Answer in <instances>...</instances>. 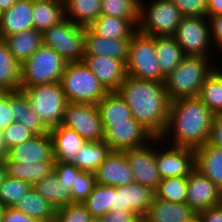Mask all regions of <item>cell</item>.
<instances>
[{
    "label": "cell",
    "mask_w": 222,
    "mask_h": 222,
    "mask_svg": "<svg viewBox=\"0 0 222 222\" xmlns=\"http://www.w3.org/2000/svg\"><path fill=\"white\" fill-rule=\"evenodd\" d=\"M117 92L131 109L137 122L155 137H160L164 133L171 104L164 82L126 75Z\"/></svg>",
    "instance_id": "1"
},
{
    "label": "cell",
    "mask_w": 222,
    "mask_h": 222,
    "mask_svg": "<svg viewBox=\"0 0 222 222\" xmlns=\"http://www.w3.org/2000/svg\"><path fill=\"white\" fill-rule=\"evenodd\" d=\"M214 118L212 111L197 96L174 99L160 138L171 142V146L196 149L208 142Z\"/></svg>",
    "instance_id": "2"
},
{
    "label": "cell",
    "mask_w": 222,
    "mask_h": 222,
    "mask_svg": "<svg viewBox=\"0 0 222 222\" xmlns=\"http://www.w3.org/2000/svg\"><path fill=\"white\" fill-rule=\"evenodd\" d=\"M211 58L185 56L181 63L164 80L169 99L198 96L203 82L217 68Z\"/></svg>",
    "instance_id": "3"
},
{
    "label": "cell",
    "mask_w": 222,
    "mask_h": 222,
    "mask_svg": "<svg viewBox=\"0 0 222 222\" xmlns=\"http://www.w3.org/2000/svg\"><path fill=\"white\" fill-rule=\"evenodd\" d=\"M20 90L26 95L31 111L48 131L62 124L67 101L60 81Z\"/></svg>",
    "instance_id": "4"
},
{
    "label": "cell",
    "mask_w": 222,
    "mask_h": 222,
    "mask_svg": "<svg viewBox=\"0 0 222 222\" xmlns=\"http://www.w3.org/2000/svg\"><path fill=\"white\" fill-rule=\"evenodd\" d=\"M60 83L67 102L97 104L108 93L83 62L67 63Z\"/></svg>",
    "instance_id": "5"
},
{
    "label": "cell",
    "mask_w": 222,
    "mask_h": 222,
    "mask_svg": "<svg viewBox=\"0 0 222 222\" xmlns=\"http://www.w3.org/2000/svg\"><path fill=\"white\" fill-rule=\"evenodd\" d=\"M149 1L140 0L137 30L152 37L174 36L183 18L180 10L171 0Z\"/></svg>",
    "instance_id": "6"
},
{
    "label": "cell",
    "mask_w": 222,
    "mask_h": 222,
    "mask_svg": "<svg viewBox=\"0 0 222 222\" xmlns=\"http://www.w3.org/2000/svg\"><path fill=\"white\" fill-rule=\"evenodd\" d=\"M125 68L126 75L144 80L164 82L165 76L159 68L154 37L142 34L138 30L132 35Z\"/></svg>",
    "instance_id": "7"
},
{
    "label": "cell",
    "mask_w": 222,
    "mask_h": 222,
    "mask_svg": "<svg viewBox=\"0 0 222 222\" xmlns=\"http://www.w3.org/2000/svg\"><path fill=\"white\" fill-rule=\"evenodd\" d=\"M66 64L59 54L42 44L29 59L21 64V89L60 81Z\"/></svg>",
    "instance_id": "8"
},
{
    "label": "cell",
    "mask_w": 222,
    "mask_h": 222,
    "mask_svg": "<svg viewBox=\"0 0 222 222\" xmlns=\"http://www.w3.org/2000/svg\"><path fill=\"white\" fill-rule=\"evenodd\" d=\"M85 27L64 19L42 32V44L53 49L66 63L82 62Z\"/></svg>",
    "instance_id": "9"
},
{
    "label": "cell",
    "mask_w": 222,
    "mask_h": 222,
    "mask_svg": "<svg viewBox=\"0 0 222 222\" xmlns=\"http://www.w3.org/2000/svg\"><path fill=\"white\" fill-rule=\"evenodd\" d=\"M173 37L185 56L212 57L209 55L213 53V46L207 17H183Z\"/></svg>",
    "instance_id": "10"
},
{
    "label": "cell",
    "mask_w": 222,
    "mask_h": 222,
    "mask_svg": "<svg viewBox=\"0 0 222 222\" xmlns=\"http://www.w3.org/2000/svg\"><path fill=\"white\" fill-rule=\"evenodd\" d=\"M61 125L74 130L86 141H101L104 138L96 104L67 102Z\"/></svg>",
    "instance_id": "11"
},
{
    "label": "cell",
    "mask_w": 222,
    "mask_h": 222,
    "mask_svg": "<svg viewBox=\"0 0 222 222\" xmlns=\"http://www.w3.org/2000/svg\"><path fill=\"white\" fill-rule=\"evenodd\" d=\"M160 143H162V139L155 137L144 146L124 151L134 175V182L149 187L153 191L157 189L162 180L157 170L155 148Z\"/></svg>",
    "instance_id": "12"
},
{
    "label": "cell",
    "mask_w": 222,
    "mask_h": 222,
    "mask_svg": "<svg viewBox=\"0 0 222 222\" xmlns=\"http://www.w3.org/2000/svg\"><path fill=\"white\" fill-rule=\"evenodd\" d=\"M162 142L163 146L156 148V165L161 179L188 176L195 169V149Z\"/></svg>",
    "instance_id": "13"
},
{
    "label": "cell",
    "mask_w": 222,
    "mask_h": 222,
    "mask_svg": "<svg viewBox=\"0 0 222 222\" xmlns=\"http://www.w3.org/2000/svg\"><path fill=\"white\" fill-rule=\"evenodd\" d=\"M155 136L139 122H120L104 130L103 141L112 151H125L144 146Z\"/></svg>",
    "instance_id": "14"
},
{
    "label": "cell",
    "mask_w": 222,
    "mask_h": 222,
    "mask_svg": "<svg viewBox=\"0 0 222 222\" xmlns=\"http://www.w3.org/2000/svg\"><path fill=\"white\" fill-rule=\"evenodd\" d=\"M154 197V191L140 183L113 186L111 210L133 212L142 219L147 214Z\"/></svg>",
    "instance_id": "15"
},
{
    "label": "cell",
    "mask_w": 222,
    "mask_h": 222,
    "mask_svg": "<svg viewBox=\"0 0 222 222\" xmlns=\"http://www.w3.org/2000/svg\"><path fill=\"white\" fill-rule=\"evenodd\" d=\"M186 194V204L197 214L221 205L222 190L196 168L187 176Z\"/></svg>",
    "instance_id": "16"
},
{
    "label": "cell",
    "mask_w": 222,
    "mask_h": 222,
    "mask_svg": "<svg viewBox=\"0 0 222 222\" xmlns=\"http://www.w3.org/2000/svg\"><path fill=\"white\" fill-rule=\"evenodd\" d=\"M96 184L115 187L134 183V175L124 151H111L94 172Z\"/></svg>",
    "instance_id": "17"
},
{
    "label": "cell",
    "mask_w": 222,
    "mask_h": 222,
    "mask_svg": "<svg viewBox=\"0 0 222 222\" xmlns=\"http://www.w3.org/2000/svg\"><path fill=\"white\" fill-rule=\"evenodd\" d=\"M4 161H19L35 163L42 161H55L53 156V141L50 133L34 135L27 141L12 146Z\"/></svg>",
    "instance_id": "18"
},
{
    "label": "cell",
    "mask_w": 222,
    "mask_h": 222,
    "mask_svg": "<svg viewBox=\"0 0 222 222\" xmlns=\"http://www.w3.org/2000/svg\"><path fill=\"white\" fill-rule=\"evenodd\" d=\"M108 91H117L126 77L125 64L107 56L84 55L82 61Z\"/></svg>",
    "instance_id": "19"
},
{
    "label": "cell",
    "mask_w": 222,
    "mask_h": 222,
    "mask_svg": "<svg viewBox=\"0 0 222 222\" xmlns=\"http://www.w3.org/2000/svg\"><path fill=\"white\" fill-rule=\"evenodd\" d=\"M198 214L186 203L155 198L142 222H192Z\"/></svg>",
    "instance_id": "20"
},
{
    "label": "cell",
    "mask_w": 222,
    "mask_h": 222,
    "mask_svg": "<svg viewBox=\"0 0 222 222\" xmlns=\"http://www.w3.org/2000/svg\"><path fill=\"white\" fill-rule=\"evenodd\" d=\"M33 0H17L9 9L1 12L0 33L7 36L33 28Z\"/></svg>",
    "instance_id": "21"
},
{
    "label": "cell",
    "mask_w": 222,
    "mask_h": 222,
    "mask_svg": "<svg viewBox=\"0 0 222 222\" xmlns=\"http://www.w3.org/2000/svg\"><path fill=\"white\" fill-rule=\"evenodd\" d=\"M53 141V156L55 162H64L74 165L77 152L86 142L74 130L62 125L49 131Z\"/></svg>",
    "instance_id": "22"
},
{
    "label": "cell",
    "mask_w": 222,
    "mask_h": 222,
    "mask_svg": "<svg viewBox=\"0 0 222 222\" xmlns=\"http://www.w3.org/2000/svg\"><path fill=\"white\" fill-rule=\"evenodd\" d=\"M130 39H105L95 35L88 27H85L84 55L107 56L121 60L124 64L127 61Z\"/></svg>",
    "instance_id": "23"
},
{
    "label": "cell",
    "mask_w": 222,
    "mask_h": 222,
    "mask_svg": "<svg viewBox=\"0 0 222 222\" xmlns=\"http://www.w3.org/2000/svg\"><path fill=\"white\" fill-rule=\"evenodd\" d=\"M103 130L114 123L137 122L117 91L108 92L97 104Z\"/></svg>",
    "instance_id": "24"
},
{
    "label": "cell",
    "mask_w": 222,
    "mask_h": 222,
    "mask_svg": "<svg viewBox=\"0 0 222 222\" xmlns=\"http://www.w3.org/2000/svg\"><path fill=\"white\" fill-rule=\"evenodd\" d=\"M195 168L222 190V148L209 143L196 148Z\"/></svg>",
    "instance_id": "25"
},
{
    "label": "cell",
    "mask_w": 222,
    "mask_h": 222,
    "mask_svg": "<svg viewBox=\"0 0 222 222\" xmlns=\"http://www.w3.org/2000/svg\"><path fill=\"white\" fill-rule=\"evenodd\" d=\"M65 19L63 0H33V28L43 32Z\"/></svg>",
    "instance_id": "26"
},
{
    "label": "cell",
    "mask_w": 222,
    "mask_h": 222,
    "mask_svg": "<svg viewBox=\"0 0 222 222\" xmlns=\"http://www.w3.org/2000/svg\"><path fill=\"white\" fill-rule=\"evenodd\" d=\"M88 28L105 39H131L137 28L127 19L100 14Z\"/></svg>",
    "instance_id": "27"
},
{
    "label": "cell",
    "mask_w": 222,
    "mask_h": 222,
    "mask_svg": "<svg viewBox=\"0 0 222 222\" xmlns=\"http://www.w3.org/2000/svg\"><path fill=\"white\" fill-rule=\"evenodd\" d=\"M11 55L22 64L42 45V32L34 28L7 36L4 39Z\"/></svg>",
    "instance_id": "28"
},
{
    "label": "cell",
    "mask_w": 222,
    "mask_h": 222,
    "mask_svg": "<svg viewBox=\"0 0 222 222\" xmlns=\"http://www.w3.org/2000/svg\"><path fill=\"white\" fill-rule=\"evenodd\" d=\"M154 45L160 71L166 77L181 63L185 54L173 36L154 37Z\"/></svg>",
    "instance_id": "29"
},
{
    "label": "cell",
    "mask_w": 222,
    "mask_h": 222,
    "mask_svg": "<svg viewBox=\"0 0 222 222\" xmlns=\"http://www.w3.org/2000/svg\"><path fill=\"white\" fill-rule=\"evenodd\" d=\"M14 208L41 222H54L56 208L31 188Z\"/></svg>",
    "instance_id": "30"
},
{
    "label": "cell",
    "mask_w": 222,
    "mask_h": 222,
    "mask_svg": "<svg viewBox=\"0 0 222 222\" xmlns=\"http://www.w3.org/2000/svg\"><path fill=\"white\" fill-rule=\"evenodd\" d=\"M21 64L11 55L6 41H0V89L18 91L21 89Z\"/></svg>",
    "instance_id": "31"
},
{
    "label": "cell",
    "mask_w": 222,
    "mask_h": 222,
    "mask_svg": "<svg viewBox=\"0 0 222 222\" xmlns=\"http://www.w3.org/2000/svg\"><path fill=\"white\" fill-rule=\"evenodd\" d=\"M65 19L88 27L101 12V0H63Z\"/></svg>",
    "instance_id": "32"
},
{
    "label": "cell",
    "mask_w": 222,
    "mask_h": 222,
    "mask_svg": "<svg viewBox=\"0 0 222 222\" xmlns=\"http://www.w3.org/2000/svg\"><path fill=\"white\" fill-rule=\"evenodd\" d=\"M54 163L55 161H42L35 163L5 161L8 176L24 180L32 186L53 171Z\"/></svg>",
    "instance_id": "33"
},
{
    "label": "cell",
    "mask_w": 222,
    "mask_h": 222,
    "mask_svg": "<svg viewBox=\"0 0 222 222\" xmlns=\"http://www.w3.org/2000/svg\"><path fill=\"white\" fill-rule=\"evenodd\" d=\"M111 151L103 140L86 141L77 152L74 166L81 171L94 173Z\"/></svg>",
    "instance_id": "34"
},
{
    "label": "cell",
    "mask_w": 222,
    "mask_h": 222,
    "mask_svg": "<svg viewBox=\"0 0 222 222\" xmlns=\"http://www.w3.org/2000/svg\"><path fill=\"white\" fill-rule=\"evenodd\" d=\"M32 188L56 209L61 206L72 204L70 190L66 189V186H61L59 184L58 177L54 171L36 182Z\"/></svg>",
    "instance_id": "35"
},
{
    "label": "cell",
    "mask_w": 222,
    "mask_h": 222,
    "mask_svg": "<svg viewBox=\"0 0 222 222\" xmlns=\"http://www.w3.org/2000/svg\"><path fill=\"white\" fill-rule=\"evenodd\" d=\"M13 116L15 122L21 123L35 135L49 132L31 111L27 97L22 90L13 91Z\"/></svg>",
    "instance_id": "36"
},
{
    "label": "cell",
    "mask_w": 222,
    "mask_h": 222,
    "mask_svg": "<svg viewBox=\"0 0 222 222\" xmlns=\"http://www.w3.org/2000/svg\"><path fill=\"white\" fill-rule=\"evenodd\" d=\"M216 115H222V70L217 68L203 82L197 96Z\"/></svg>",
    "instance_id": "37"
},
{
    "label": "cell",
    "mask_w": 222,
    "mask_h": 222,
    "mask_svg": "<svg viewBox=\"0 0 222 222\" xmlns=\"http://www.w3.org/2000/svg\"><path fill=\"white\" fill-rule=\"evenodd\" d=\"M92 219L103 218L113 205V186L95 184L92 192L82 202Z\"/></svg>",
    "instance_id": "38"
},
{
    "label": "cell",
    "mask_w": 222,
    "mask_h": 222,
    "mask_svg": "<svg viewBox=\"0 0 222 222\" xmlns=\"http://www.w3.org/2000/svg\"><path fill=\"white\" fill-rule=\"evenodd\" d=\"M140 0H101L100 14L129 20L136 28L139 23Z\"/></svg>",
    "instance_id": "39"
},
{
    "label": "cell",
    "mask_w": 222,
    "mask_h": 222,
    "mask_svg": "<svg viewBox=\"0 0 222 222\" xmlns=\"http://www.w3.org/2000/svg\"><path fill=\"white\" fill-rule=\"evenodd\" d=\"M154 193L155 198L170 202L186 203L187 176L162 179Z\"/></svg>",
    "instance_id": "40"
},
{
    "label": "cell",
    "mask_w": 222,
    "mask_h": 222,
    "mask_svg": "<svg viewBox=\"0 0 222 222\" xmlns=\"http://www.w3.org/2000/svg\"><path fill=\"white\" fill-rule=\"evenodd\" d=\"M31 188L30 183L7 176L0 186V202L6 208L14 207Z\"/></svg>",
    "instance_id": "41"
},
{
    "label": "cell",
    "mask_w": 222,
    "mask_h": 222,
    "mask_svg": "<svg viewBox=\"0 0 222 222\" xmlns=\"http://www.w3.org/2000/svg\"><path fill=\"white\" fill-rule=\"evenodd\" d=\"M95 184L94 173L80 170L76 174L70 190L72 203H82L92 192Z\"/></svg>",
    "instance_id": "42"
},
{
    "label": "cell",
    "mask_w": 222,
    "mask_h": 222,
    "mask_svg": "<svg viewBox=\"0 0 222 222\" xmlns=\"http://www.w3.org/2000/svg\"><path fill=\"white\" fill-rule=\"evenodd\" d=\"M92 217L82 203H72L56 209L54 222H91Z\"/></svg>",
    "instance_id": "43"
},
{
    "label": "cell",
    "mask_w": 222,
    "mask_h": 222,
    "mask_svg": "<svg viewBox=\"0 0 222 222\" xmlns=\"http://www.w3.org/2000/svg\"><path fill=\"white\" fill-rule=\"evenodd\" d=\"M2 133L7 149L21 144L35 135L24 125L15 121L6 129L2 130Z\"/></svg>",
    "instance_id": "44"
},
{
    "label": "cell",
    "mask_w": 222,
    "mask_h": 222,
    "mask_svg": "<svg viewBox=\"0 0 222 222\" xmlns=\"http://www.w3.org/2000/svg\"><path fill=\"white\" fill-rule=\"evenodd\" d=\"M183 17H207V0H171Z\"/></svg>",
    "instance_id": "45"
},
{
    "label": "cell",
    "mask_w": 222,
    "mask_h": 222,
    "mask_svg": "<svg viewBox=\"0 0 222 222\" xmlns=\"http://www.w3.org/2000/svg\"><path fill=\"white\" fill-rule=\"evenodd\" d=\"M53 171L58 177L59 184L61 186H66V189L71 190L74 178L80 170L72 164L55 162Z\"/></svg>",
    "instance_id": "46"
},
{
    "label": "cell",
    "mask_w": 222,
    "mask_h": 222,
    "mask_svg": "<svg viewBox=\"0 0 222 222\" xmlns=\"http://www.w3.org/2000/svg\"><path fill=\"white\" fill-rule=\"evenodd\" d=\"M15 121L13 116V91L0 99V130L6 129Z\"/></svg>",
    "instance_id": "47"
},
{
    "label": "cell",
    "mask_w": 222,
    "mask_h": 222,
    "mask_svg": "<svg viewBox=\"0 0 222 222\" xmlns=\"http://www.w3.org/2000/svg\"><path fill=\"white\" fill-rule=\"evenodd\" d=\"M207 18L209 20L212 46L219 53L222 51V15L207 16Z\"/></svg>",
    "instance_id": "48"
},
{
    "label": "cell",
    "mask_w": 222,
    "mask_h": 222,
    "mask_svg": "<svg viewBox=\"0 0 222 222\" xmlns=\"http://www.w3.org/2000/svg\"><path fill=\"white\" fill-rule=\"evenodd\" d=\"M106 222H142V219L133 212L109 211L104 215Z\"/></svg>",
    "instance_id": "49"
},
{
    "label": "cell",
    "mask_w": 222,
    "mask_h": 222,
    "mask_svg": "<svg viewBox=\"0 0 222 222\" xmlns=\"http://www.w3.org/2000/svg\"><path fill=\"white\" fill-rule=\"evenodd\" d=\"M1 222H41L38 219L29 217L28 215L16 210L14 207H7L4 210Z\"/></svg>",
    "instance_id": "50"
},
{
    "label": "cell",
    "mask_w": 222,
    "mask_h": 222,
    "mask_svg": "<svg viewBox=\"0 0 222 222\" xmlns=\"http://www.w3.org/2000/svg\"><path fill=\"white\" fill-rule=\"evenodd\" d=\"M207 143L222 148V115H216L213 119L211 133Z\"/></svg>",
    "instance_id": "51"
},
{
    "label": "cell",
    "mask_w": 222,
    "mask_h": 222,
    "mask_svg": "<svg viewBox=\"0 0 222 222\" xmlns=\"http://www.w3.org/2000/svg\"><path fill=\"white\" fill-rule=\"evenodd\" d=\"M198 218L202 222H222V205L200 211Z\"/></svg>",
    "instance_id": "52"
},
{
    "label": "cell",
    "mask_w": 222,
    "mask_h": 222,
    "mask_svg": "<svg viewBox=\"0 0 222 222\" xmlns=\"http://www.w3.org/2000/svg\"><path fill=\"white\" fill-rule=\"evenodd\" d=\"M222 15V0H207V16Z\"/></svg>",
    "instance_id": "53"
},
{
    "label": "cell",
    "mask_w": 222,
    "mask_h": 222,
    "mask_svg": "<svg viewBox=\"0 0 222 222\" xmlns=\"http://www.w3.org/2000/svg\"><path fill=\"white\" fill-rule=\"evenodd\" d=\"M8 176L7 167L5 161L3 159L0 160V186L5 181L6 177Z\"/></svg>",
    "instance_id": "54"
},
{
    "label": "cell",
    "mask_w": 222,
    "mask_h": 222,
    "mask_svg": "<svg viewBox=\"0 0 222 222\" xmlns=\"http://www.w3.org/2000/svg\"><path fill=\"white\" fill-rule=\"evenodd\" d=\"M7 154H8V149L4 142L3 133L0 130V160L6 157Z\"/></svg>",
    "instance_id": "55"
},
{
    "label": "cell",
    "mask_w": 222,
    "mask_h": 222,
    "mask_svg": "<svg viewBox=\"0 0 222 222\" xmlns=\"http://www.w3.org/2000/svg\"><path fill=\"white\" fill-rule=\"evenodd\" d=\"M17 0H0V12L9 9Z\"/></svg>",
    "instance_id": "56"
},
{
    "label": "cell",
    "mask_w": 222,
    "mask_h": 222,
    "mask_svg": "<svg viewBox=\"0 0 222 222\" xmlns=\"http://www.w3.org/2000/svg\"><path fill=\"white\" fill-rule=\"evenodd\" d=\"M5 208L6 207L0 202V222L2 221Z\"/></svg>",
    "instance_id": "57"
},
{
    "label": "cell",
    "mask_w": 222,
    "mask_h": 222,
    "mask_svg": "<svg viewBox=\"0 0 222 222\" xmlns=\"http://www.w3.org/2000/svg\"><path fill=\"white\" fill-rule=\"evenodd\" d=\"M91 222H106L104 218L92 219Z\"/></svg>",
    "instance_id": "58"
},
{
    "label": "cell",
    "mask_w": 222,
    "mask_h": 222,
    "mask_svg": "<svg viewBox=\"0 0 222 222\" xmlns=\"http://www.w3.org/2000/svg\"><path fill=\"white\" fill-rule=\"evenodd\" d=\"M8 91L0 89V99L7 93Z\"/></svg>",
    "instance_id": "59"
},
{
    "label": "cell",
    "mask_w": 222,
    "mask_h": 222,
    "mask_svg": "<svg viewBox=\"0 0 222 222\" xmlns=\"http://www.w3.org/2000/svg\"><path fill=\"white\" fill-rule=\"evenodd\" d=\"M192 222H202V221L197 217Z\"/></svg>",
    "instance_id": "60"
}]
</instances>
